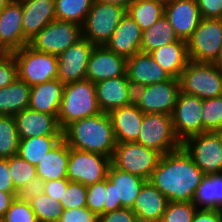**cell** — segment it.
Wrapping results in <instances>:
<instances>
[{
	"label": "cell",
	"instance_id": "2e32d148",
	"mask_svg": "<svg viewBox=\"0 0 222 222\" xmlns=\"http://www.w3.org/2000/svg\"><path fill=\"white\" fill-rule=\"evenodd\" d=\"M94 46L87 39L82 38L57 56V78L63 84L86 79L87 64Z\"/></svg>",
	"mask_w": 222,
	"mask_h": 222
},
{
	"label": "cell",
	"instance_id": "9f6ffc18",
	"mask_svg": "<svg viewBox=\"0 0 222 222\" xmlns=\"http://www.w3.org/2000/svg\"><path fill=\"white\" fill-rule=\"evenodd\" d=\"M12 0H0V12L11 2Z\"/></svg>",
	"mask_w": 222,
	"mask_h": 222
},
{
	"label": "cell",
	"instance_id": "f907efd6",
	"mask_svg": "<svg viewBox=\"0 0 222 222\" xmlns=\"http://www.w3.org/2000/svg\"><path fill=\"white\" fill-rule=\"evenodd\" d=\"M0 191L5 193H18L12 182V177L10 176L8 158H0Z\"/></svg>",
	"mask_w": 222,
	"mask_h": 222
},
{
	"label": "cell",
	"instance_id": "9c48e42d",
	"mask_svg": "<svg viewBox=\"0 0 222 222\" xmlns=\"http://www.w3.org/2000/svg\"><path fill=\"white\" fill-rule=\"evenodd\" d=\"M186 42L189 60L215 63L222 48V19L202 18Z\"/></svg>",
	"mask_w": 222,
	"mask_h": 222
},
{
	"label": "cell",
	"instance_id": "680465c9",
	"mask_svg": "<svg viewBox=\"0 0 222 222\" xmlns=\"http://www.w3.org/2000/svg\"><path fill=\"white\" fill-rule=\"evenodd\" d=\"M216 133L220 136L221 141H222V127H220V128L216 131Z\"/></svg>",
	"mask_w": 222,
	"mask_h": 222
},
{
	"label": "cell",
	"instance_id": "816d5d0a",
	"mask_svg": "<svg viewBox=\"0 0 222 222\" xmlns=\"http://www.w3.org/2000/svg\"><path fill=\"white\" fill-rule=\"evenodd\" d=\"M192 222H222V211L197 209Z\"/></svg>",
	"mask_w": 222,
	"mask_h": 222
},
{
	"label": "cell",
	"instance_id": "83f0119b",
	"mask_svg": "<svg viewBox=\"0 0 222 222\" xmlns=\"http://www.w3.org/2000/svg\"><path fill=\"white\" fill-rule=\"evenodd\" d=\"M70 157V147L62 139L35 166L37 177L45 182L50 180L67 179V166Z\"/></svg>",
	"mask_w": 222,
	"mask_h": 222
},
{
	"label": "cell",
	"instance_id": "5b68a950",
	"mask_svg": "<svg viewBox=\"0 0 222 222\" xmlns=\"http://www.w3.org/2000/svg\"><path fill=\"white\" fill-rule=\"evenodd\" d=\"M18 66V78L33 87L53 79L58 75L56 55L39 52L29 45L12 52Z\"/></svg>",
	"mask_w": 222,
	"mask_h": 222
},
{
	"label": "cell",
	"instance_id": "db71d44e",
	"mask_svg": "<svg viewBox=\"0 0 222 222\" xmlns=\"http://www.w3.org/2000/svg\"><path fill=\"white\" fill-rule=\"evenodd\" d=\"M103 3L117 5L120 7H123L125 9L128 8V6L134 1V0H99Z\"/></svg>",
	"mask_w": 222,
	"mask_h": 222
},
{
	"label": "cell",
	"instance_id": "d590c367",
	"mask_svg": "<svg viewBox=\"0 0 222 222\" xmlns=\"http://www.w3.org/2000/svg\"><path fill=\"white\" fill-rule=\"evenodd\" d=\"M19 141L14 116H0V158L7 159L17 155Z\"/></svg>",
	"mask_w": 222,
	"mask_h": 222
},
{
	"label": "cell",
	"instance_id": "8d00e7d4",
	"mask_svg": "<svg viewBox=\"0 0 222 222\" xmlns=\"http://www.w3.org/2000/svg\"><path fill=\"white\" fill-rule=\"evenodd\" d=\"M29 204L38 222H59L64 211L60 202L44 193L29 201Z\"/></svg>",
	"mask_w": 222,
	"mask_h": 222
},
{
	"label": "cell",
	"instance_id": "f6af8a7d",
	"mask_svg": "<svg viewBox=\"0 0 222 222\" xmlns=\"http://www.w3.org/2000/svg\"><path fill=\"white\" fill-rule=\"evenodd\" d=\"M98 216L87 207L64 210L59 222H96Z\"/></svg>",
	"mask_w": 222,
	"mask_h": 222
},
{
	"label": "cell",
	"instance_id": "d6986e66",
	"mask_svg": "<svg viewBox=\"0 0 222 222\" xmlns=\"http://www.w3.org/2000/svg\"><path fill=\"white\" fill-rule=\"evenodd\" d=\"M95 90L99 108L104 113H110L114 109L134 102L135 90L127 74L97 82Z\"/></svg>",
	"mask_w": 222,
	"mask_h": 222
},
{
	"label": "cell",
	"instance_id": "d6a6232c",
	"mask_svg": "<svg viewBox=\"0 0 222 222\" xmlns=\"http://www.w3.org/2000/svg\"><path fill=\"white\" fill-rule=\"evenodd\" d=\"M62 139L63 136H39L20 139L17 155L36 166Z\"/></svg>",
	"mask_w": 222,
	"mask_h": 222
},
{
	"label": "cell",
	"instance_id": "44dd1931",
	"mask_svg": "<svg viewBox=\"0 0 222 222\" xmlns=\"http://www.w3.org/2000/svg\"><path fill=\"white\" fill-rule=\"evenodd\" d=\"M20 139L39 136H63L57 117L25 108L14 116Z\"/></svg>",
	"mask_w": 222,
	"mask_h": 222
},
{
	"label": "cell",
	"instance_id": "cb8c5ba5",
	"mask_svg": "<svg viewBox=\"0 0 222 222\" xmlns=\"http://www.w3.org/2000/svg\"><path fill=\"white\" fill-rule=\"evenodd\" d=\"M20 1L24 37L29 42L42 28L56 19L55 0Z\"/></svg>",
	"mask_w": 222,
	"mask_h": 222
},
{
	"label": "cell",
	"instance_id": "3957f363",
	"mask_svg": "<svg viewBox=\"0 0 222 222\" xmlns=\"http://www.w3.org/2000/svg\"><path fill=\"white\" fill-rule=\"evenodd\" d=\"M101 112L97 102L95 83L85 79L65 84L57 117L62 130L72 122L96 116Z\"/></svg>",
	"mask_w": 222,
	"mask_h": 222
},
{
	"label": "cell",
	"instance_id": "681fc988",
	"mask_svg": "<svg viewBox=\"0 0 222 222\" xmlns=\"http://www.w3.org/2000/svg\"><path fill=\"white\" fill-rule=\"evenodd\" d=\"M68 184V179L46 181L44 184V194L60 202L61 200H63V194L67 189Z\"/></svg>",
	"mask_w": 222,
	"mask_h": 222
},
{
	"label": "cell",
	"instance_id": "f1b7e54d",
	"mask_svg": "<svg viewBox=\"0 0 222 222\" xmlns=\"http://www.w3.org/2000/svg\"><path fill=\"white\" fill-rule=\"evenodd\" d=\"M153 59L172 77L179 79L189 62L187 42L180 40L150 53Z\"/></svg>",
	"mask_w": 222,
	"mask_h": 222
},
{
	"label": "cell",
	"instance_id": "7402d4cb",
	"mask_svg": "<svg viewBox=\"0 0 222 222\" xmlns=\"http://www.w3.org/2000/svg\"><path fill=\"white\" fill-rule=\"evenodd\" d=\"M126 74L134 90L172 78L150 54L143 52L127 59Z\"/></svg>",
	"mask_w": 222,
	"mask_h": 222
},
{
	"label": "cell",
	"instance_id": "7dc6e473",
	"mask_svg": "<svg viewBox=\"0 0 222 222\" xmlns=\"http://www.w3.org/2000/svg\"><path fill=\"white\" fill-rule=\"evenodd\" d=\"M98 222H138V218L130 208H120L98 216Z\"/></svg>",
	"mask_w": 222,
	"mask_h": 222
},
{
	"label": "cell",
	"instance_id": "6da1fadb",
	"mask_svg": "<svg viewBox=\"0 0 222 222\" xmlns=\"http://www.w3.org/2000/svg\"><path fill=\"white\" fill-rule=\"evenodd\" d=\"M205 174L181 146L161 156L149 182L169 202H192Z\"/></svg>",
	"mask_w": 222,
	"mask_h": 222
},
{
	"label": "cell",
	"instance_id": "7a4b0ae2",
	"mask_svg": "<svg viewBox=\"0 0 222 222\" xmlns=\"http://www.w3.org/2000/svg\"><path fill=\"white\" fill-rule=\"evenodd\" d=\"M63 139L70 148L99 153L111 159L117 144L110 116L104 112L70 123L63 130Z\"/></svg>",
	"mask_w": 222,
	"mask_h": 222
},
{
	"label": "cell",
	"instance_id": "7c38bea8",
	"mask_svg": "<svg viewBox=\"0 0 222 222\" xmlns=\"http://www.w3.org/2000/svg\"><path fill=\"white\" fill-rule=\"evenodd\" d=\"M180 92L179 79L171 78L135 89L134 103L144 114L171 115Z\"/></svg>",
	"mask_w": 222,
	"mask_h": 222
},
{
	"label": "cell",
	"instance_id": "484cf974",
	"mask_svg": "<svg viewBox=\"0 0 222 222\" xmlns=\"http://www.w3.org/2000/svg\"><path fill=\"white\" fill-rule=\"evenodd\" d=\"M64 86L57 78L31 87L28 108L58 117Z\"/></svg>",
	"mask_w": 222,
	"mask_h": 222
},
{
	"label": "cell",
	"instance_id": "ba28073f",
	"mask_svg": "<svg viewBox=\"0 0 222 222\" xmlns=\"http://www.w3.org/2000/svg\"><path fill=\"white\" fill-rule=\"evenodd\" d=\"M161 154L136 142L117 143L111 164L123 172H128L149 181L157 167Z\"/></svg>",
	"mask_w": 222,
	"mask_h": 222
},
{
	"label": "cell",
	"instance_id": "4fadbf2b",
	"mask_svg": "<svg viewBox=\"0 0 222 222\" xmlns=\"http://www.w3.org/2000/svg\"><path fill=\"white\" fill-rule=\"evenodd\" d=\"M182 147L205 175L222 172V141L216 132L192 135Z\"/></svg>",
	"mask_w": 222,
	"mask_h": 222
},
{
	"label": "cell",
	"instance_id": "f546056e",
	"mask_svg": "<svg viewBox=\"0 0 222 222\" xmlns=\"http://www.w3.org/2000/svg\"><path fill=\"white\" fill-rule=\"evenodd\" d=\"M30 90L31 86L19 78L0 88V116H15L28 108Z\"/></svg>",
	"mask_w": 222,
	"mask_h": 222
},
{
	"label": "cell",
	"instance_id": "b9f144b4",
	"mask_svg": "<svg viewBox=\"0 0 222 222\" xmlns=\"http://www.w3.org/2000/svg\"><path fill=\"white\" fill-rule=\"evenodd\" d=\"M2 222H38L29 202L16 197L6 211Z\"/></svg>",
	"mask_w": 222,
	"mask_h": 222
},
{
	"label": "cell",
	"instance_id": "836d02e7",
	"mask_svg": "<svg viewBox=\"0 0 222 222\" xmlns=\"http://www.w3.org/2000/svg\"><path fill=\"white\" fill-rule=\"evenodd\" d=\"M164 6L159 0H134L126 13L145 31L164 15Z\"/></svg>",
	"mask_w": 222,
	"mask_h": 222
},
{
	"label": "cell",
	"instance_id": "ee69618b",
	"mask_svg": "<svg viewBox=\"0 0 222 222\" xmlns=\"http://www.w3.org/2000/svg\"><path fill=\"white\" fill-rule=\"evenodd\" d=\"M18 78V66L12 53H0V88L12 84Z\"/></svg>",
	"mask_w": 222,
	"mask_h": 222
},
{
	"label": "cell",
	"instance_id": "4dcf8cb0",
	"mask_svg": "<svg viewBox=\"0 0 222 222\" xmlns=\"http://www.w3.org/2000/svg\"><path fill=\"white\" fill-rule=\"evenodd\" d=\"M192 203L197 209L222 211V172L204 176Z\"/></svg>",
	"mask_w": 222,
	"mask_h": 222
},
{
	"label": "cell",
	"instance_id": "9a60e30c",
	"mask_svg": "<svg viewBox=\"0 0 222 222\" xmlns=\"http://www.w3.org/2000/svg\"><path fill=\"white\" fill-rule=\"evenodd\" d=\"M202 106L201 98L179 93L171 117L176 136L181 142L192 135L203 133Z\"/></svg>",
	"mask_w": 222,
	"mask_h": 222
},
{
	"label": "cell",
	"instance_id": "e575fe53",
	"mask_svg": "<svg viewBox=\"0 0 222 222\" xmlns=\"http://www.w3.org/2000/svg\"><path fill=\"white\" fill-rule=\"evenodd\" d=\"M93 2L94 0H55L56 20L73 22L82 26Z\"/></svg>",
	"mask_w": 222,
	"mask_h": 222
},
{
	"label": "cell",
	"instance_id": "30bf717a",
	"mask_svg": "<svg viewBox=\"0 0 222 222\" xmlns=\"http://www.w3.org/2000/svg\"><path fill=\"white\" fill-rule=\"evenodd\" d=\"M145 182L141 177L120 171L111 164L106 178L104 214L122 207L132 209Z\"/></svg>",
	"mask_w": 222,
	"mask_h": 222
},
{
	"label": "cell",
	"instance_id": "5bb4252c",
	"mask_svg": "<svg viewBox=\"0 0 222 222\" xmlns=\"http://www.w3.org/2000/svg\"><path fill=\"white\" fill-rule=\"evenodd\" d=\"M110 165V157L70 148L67 179L89 186L106 179Z\"/></svg>",
	"mask_w": 222,
	"mask_h": 222
},
{
	"label": "cell",
	"instance_id": "e0dca14e",
	"mask_svg": "<svg viewBox=\"0 0 222 222\" xmlns=\"http://www.w3.org/2000/svg\"><path fill=\"white\" fill-rule=\"evenodd\" d=\"M28 44L22 27L21 1L12 0L0 12V53H12Z\"/></svg>",
	"mask_w": 222,
	"mask_h": 222
},
{
	"label": "cell",
	"instance_id": "f5cc1de1",
	"mask_svg": "<svg viewBox=\"0 0 222 222\" xmlns=\"http://www.w3.org/2000/svg\"><path fill=\"white\" fill-rule=\"evenodd\" d=\"M18 193H5L0 191V221L3 219L6 211L10 208L12 201Z\"/></svg>",
	"mask_w": 222,
	"mask_h": 222
},
{
	"label": "cell",
	"instance_id": "6f0895ef",
	"mask_svg": "<svg viewBox=\"0 0 222 222\" xmlns=\"http://www.w3.org/2000/svg\"><path fill=\"white\" fill-rule=\"evenodd\" d=\"M138 222H161V220H138Z\"/></svg>",
	"mask_w": 222,
	"mask_h": 222
},
{
	"label": "cell",
	"instance_id": "11a10c76",
	"mask_svg": "<svg viewBox=\"0 0 222 222\" xmlns=\"http://www.w3.org/2000/svg\"><path fill=\"white\" fill-rule=\"evenodd\" d=\"M214 64L219 68V71L222 73V48H221L220 55Z\"/></svg>",
	"mask_w": 222,
	"mask_h": 222
},
{
	"label": "cell",
	"instance_id": "52a82bcc",
	"mask_svg": "<svg viewBox=\"0 0 222 222\" xmlns=\"http://www.w3.org/2000/svg\"><path fill=\"white\" fill-rule=\"evenodd\" d=\"M125 14L123 7L94 0L82 25L83 38L95 46L105 45Z\"/></svg>",
	"mask_w": 222,
	"mask_h": 222
},
{
	"label": "cell",
	"instance_id": "d4e9b609",
	"mask_svg": "<svg viewBox=\"0 0 222 222\" xmlns=\"http://www.w3.org/2000/svg\"><path fill=\"white\" fill-rule=\"evenodd\" d=\"M117 143L136 142L144 113L135 103L119 107L108 113Z\"/></svg>",
	"mask_w": 222,
	"mask_h": 222
},
{
	"label": "cell",
	"instance_id": "60d3db41",
	"mask_svg": "<svg viewBox=\"0 0 222 222\" xmlns=\"http://www.w3.org/2000/svg\"><path fill=\"white\" fill-rule=\"evenodd\" d=\"M87 186L74 181H69L63 194L60 205L64 210L86 207Z\"/></svg>",
	"mask_w": 222,
	"mask_h": 222
},
{
	"label": "cell",
	"instance_id": "277c9868",
	"mask_svg": "<svg viewBox=\"0 0 222 222\" xmlns=\"http://www.w3.org/2000/svg\"><path fill=\"white\" fill-rule=\"evenodd\" d=\"M179 82L181 92L202 100L222 96V73L214 63L189 60Z\"/></svg>",
	"mask_w": 222,
	"mask_h": 222
},
{
	"label": "cell",
	"instance_id": "1f68e13d",
	"mask_svg": "<svg viewBox=\"0 0 222 222\" xmlns=\"http://www.w3.org/2000/svg\"><path fill=\"white\" fill-rule=\"evenodd\" d=\"M180 41L172 25L163 15L150 28L142 31L141 52L150 54L152 51Z\"/></svg>",
	"mask_w": 222,
	"mask_h": 222
},
{
	"label": "cell",
	"instance_id": "ac0fdd59",
	"mask_svg": "<svg viewBox=\"0 0 222 222\" xmlns=\"http://www.w3.org/2000/svg\"><path fill=\"white\" fill-rule=\"evenodd\" d=\"M127 59L110 51L105 45L94 46L90 55L86 80L97 83L126 75Z\"/></svg>",
	"mask_w": 222,
	"mask_h": 222
},
{
	"label": "cell",
	"instance_id": "f35d334b",
	"mask_svg": "<svg viewBox=\"0 0 222 222\" xmlns=\"http://www.w3.org/2000/svg\"><path fill=\"white\" fill-rule=\"evenodd\" d=\"M201 117L203 133L216 132L222 127V96L203 100Z\"/></svg>",
	"mask_w": 222,
	"mask_h": 222
},
{
	"label": "cell",
	"instance_id": "603a6c76",
	"mask_svg": "<svg viewBox=\"0 0 222 222\" xmlns=\"http://www.w3.org/2000/svg\"><path fill=\"white\" fill-rule=\"evenodd\" d=\"M142 31L126 13L105 46L125 59L141 52Z\"/></svg>",
	"mask_w": 222,
	"mask_h": 222
},
{
	"label": "cell",
	"instance_id": "91938a15",
	"mask_svg": "<svg viewBox=\"0 0 222 222\" xmlns=\"http://www.w3.org/2000/svg\"><path fill=\"white\" fill-rule=\"evenodd\" d=\"M159 1L162 2V3H164V4H166V3L171 2V1H174V0H159Z\"/></svg>",
	"mask_w": 222,
	"mask_h": 222
},
{
	"label": "cell",
	"instance_id": "8992f818",
	"mask_svg": "<svg viewBox=\"0 0 222 222\" xmlns=\"http://www.w3.org/2000/svg\"><path fill=\"white\" fill-rule=\"evenodd\" d=\"M136 143L164 155L179 149L182 142L176 136L171 115L144 114Z\"/></svg>",
	"mask_w": 222,
	"mask_h": 222
},
{
	"label": "cell",
	"instance_id": "c3c4849f",
	"mask_svg": "<svg viewBox=\"0 0 222 222\" xmlns=\"http://www.w3.org/2000/svg\"><path fill=\"white\" fill-rule=\"evenodd\" d=\"M202 18L222 19V0H196Z\"/></svg>",
	"mask_w": 222,
	"mask_h": 222
},
{
	"label": "cell",
	"instance_id": "74e56055",
	"mask_svg": "<svg viewBox=\"0 0 222 222\" xmlns=\"http://www.w3.org/2000/svg\"><path fill=\"white\" fill-rule=\"evenodd\" d=\"M8 168L17 191H20L31 179L37 177L35 165L28 163L18 155L8 158Z\"/></svg>",
	"mask_w": 222,
	"mask_h": 222
},
{
	"label": "cell",
	"instance_id": "ab89813d",
	"mask_svg": "<svg viewBox=\"0 0 222 222\" xmlns=\"http://www.w3.org/2000/svg\"><path fill=\"white\" fill-rule=\"evenodd\" d=\"M196 211L192 202H169L161 222H192Z\"/></svg>",
	"mask_w": 222,
	"mask_h": 222
},
{
	"label": "cell",
	"instance_id": "bcb514c9",
	"mask_svg": "<svg viewBox=\"0 0 222 222\" xmlns=\"http://www.w3.org/2000/svg\"><path fill=\"white\" fill-rule=\"evenodd\" d=\"M44 184L45 181L39 177L31 179L20 191H18L17 197L22 201L29 202L44 193Z\"/></svg>",
	"mask_w": 222,
	"mask_h": 222
},
{
	"label": "cell",
	"instance_id": "7bdbcfd3",
	"mask_svg": "<svg viewBox=\"0 0 222 222\" xmlns=\"http://www.w3.org/2000/svg\"><path fill=\"white\" fill-rule=\"evenodd\" d=\"M106 179L87 186L86 207L97 216L104 214Z\"/></svg>",
	"mask_w": 222,
	"mask_h": 222
},
{
	"label": "cell",
	"instance_id": "8fae6325",
	"mask_svg": "<svg viewBox=\"0 0 222 222\" xmlns=\"http://www.w3.org/2000/svg\"><path fill=\"white\" fill-rule=\"evenodd\" d=\"M82 38L80 24L55 19L42 28L28 45L36 51L58 56Z\"/></svg>",
	"mask_w": 222,
	"mask_h": 222
},
{
	"label": "cell",
	"instance_id": "ffe728a7",
	"mask_svg": "<svg viewBox=\"0 0 222 222\" xmlns=\"http://www.w3.org/2000/svg\"><path fill=\"white\" fill-rule=\"evenodd\" d=\"M164 15L180 40L187 41L202 17L196 0H174L164 6Z\"/></svg>",
	"mask_w": 222,
	"mask_h": 222
},
{
	"label": "cell",
	"instance_id": "4316f807",
	"mask_svg": "<svg viewBox=\"0 0 222 222\" xmlns=\"http://www.w3.org/2000/svg\"><path fill=\"white\" fill-rule=\"evenodd\" d=\"M169 201L149 181H146L136 198L133 212L138 220H161Z\"/></svg>",
	"mask_w": 222,
	"mask_h": 222
}]
</instances>
